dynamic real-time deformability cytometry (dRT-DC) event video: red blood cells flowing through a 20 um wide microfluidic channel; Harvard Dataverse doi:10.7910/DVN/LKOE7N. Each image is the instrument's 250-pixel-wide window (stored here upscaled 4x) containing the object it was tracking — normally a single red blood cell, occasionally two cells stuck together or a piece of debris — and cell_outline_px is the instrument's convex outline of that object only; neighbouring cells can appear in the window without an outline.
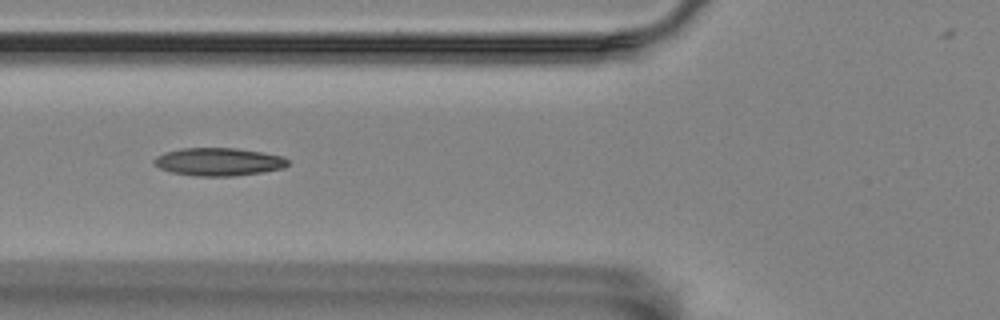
{"species": "Egyptian fruit bat (a non-hibernating species)", "species_latin": "Rousettus aegyptiacus", "temperature_condition": "room temperature", "stored_images_in_passage": 15, "camera_frame_rate_fps": 3000, "um_per_image_px": 0.085, "animal": {"sex": "female"}, "frame": {"image": 1, "passage_image": 6, "time_ms": 1.667, "image_size_px": [1000, 320], "cell_outline_px": [[288, 164], [284, 168], [264, 172], [232, 176], [196, 176], [172, 172], [160, 168], [152, 164], [152, 160], [156, 156], [164, 152], [180, 148], [236, 148], [284, 156], [288, 160]], "centroid_in_image_um": [18.56, 13.75], "position_along_channel_um": 107.2, "area_um2": 21.91}}
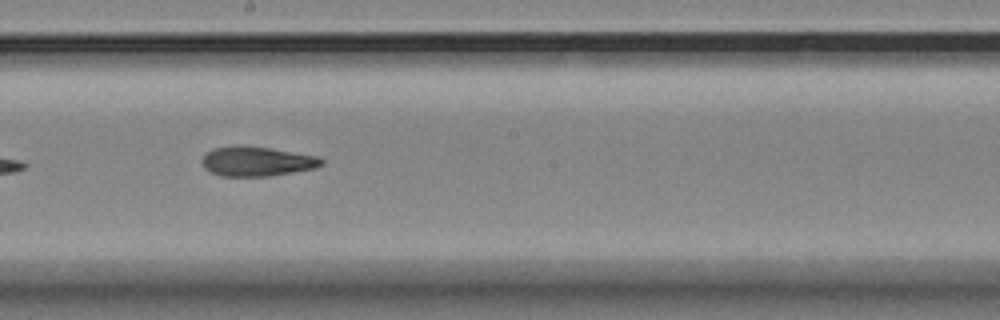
{"frame": {"image": 2, "passage_image": 9, "time_ms": 2.667, "image_size_px": [1000, 320], "cell_outline_px": [[324, 164], [316, 168], [268, 176], [220, 176], [204, 168], [200, 164], [200, 160], [212, 148], [236, 144], [244, 144], [272, 148], [320, 156], [324, 160]], "centroid_in_image_um": [21.83, 13.69], "position_along_channel_um": 226.4, "area_um2": 21.15}}
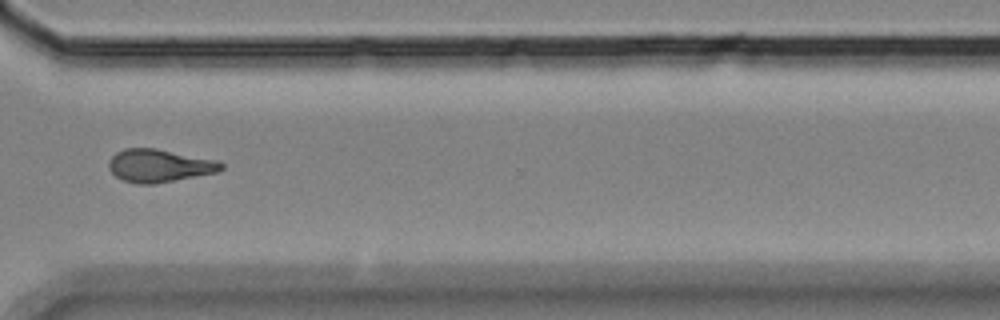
{"frame": {"image": 3, "passage_image": 12, "time_ms": 3.667, "image_size_px": [1000, 320], "cell_outline_px": [[224, 168], [216, 172], [156, 184], [136, 184], [120, 180], [108, 168], [108, 160], [116, 152], [124, 148], [156, 148], [220, 160], [224, 164]], "centroid_in_image_um": [13.53, 14.08], "position_along_channel_um": 357.1, "area_um2": 21.91}}